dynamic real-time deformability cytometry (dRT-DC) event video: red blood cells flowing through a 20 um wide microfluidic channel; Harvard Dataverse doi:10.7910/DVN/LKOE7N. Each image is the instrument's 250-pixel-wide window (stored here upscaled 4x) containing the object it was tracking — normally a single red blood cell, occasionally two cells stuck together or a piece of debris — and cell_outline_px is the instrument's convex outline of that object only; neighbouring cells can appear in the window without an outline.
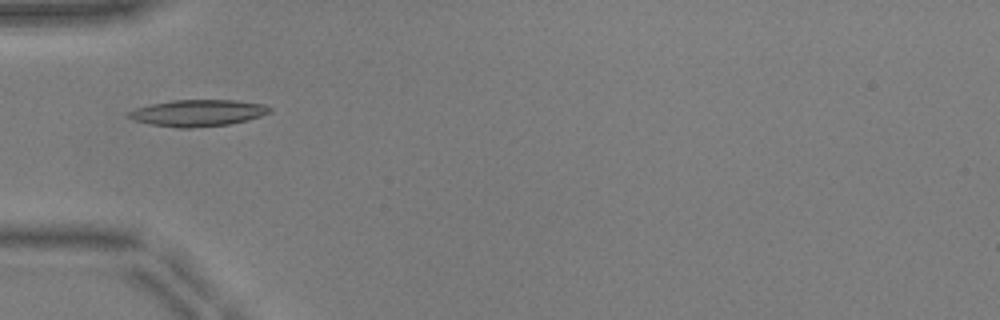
{"species": "common noctule bat (a hibernating species)", "species_latin": "Nyctalus noctula", "temperature_condition": "warm", "stored_images_in_passage": 26, "camera_frame_rate_fps": 3000, "um_per_image_px": 0.085, "animal": {"sex": "male", "body_mass_g": 17.9, "forearm_length_mm": 54.2}, "frame": {"image": 1, "passage_image": 1, "time_ms": 0.0, "image_size_px": [1000, 320], "cell_outline_px": [[272, 112], [260, 116], [228, 124], [188, 128], [176, 128], [152, 124], [132, 120], [128, 116], [128, 112], [136, 108], [152, 104], [172, 100], [236, 100], [264, 104], [272, 108]], "centroid_in_image_um": [16.82, 9.59], "position_along_channel_um": 68.2, "area_um2": 21.68}}
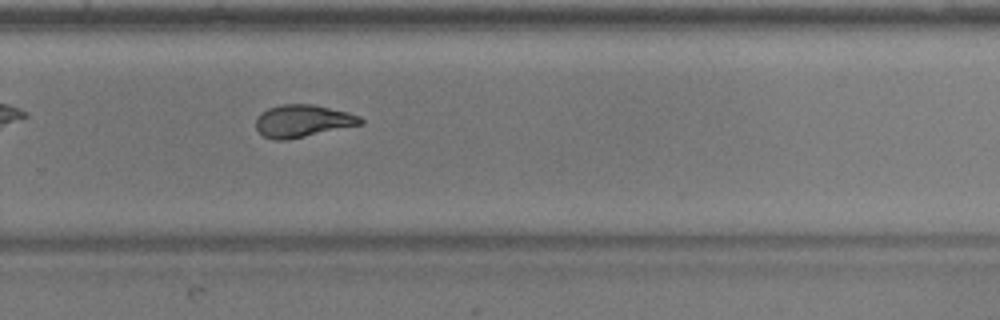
{"frame": {"image": 2, "passage_image": 19, "time_ms": 6.0, "image_size_px": [1000, 320], "cell_outline_px": [[364, 120], [360, 124], [304, 136], [284, 140], [272, 140], [264, 136], [256, 128], [256, 120], [268, 108], [280, 104], [312, 104], [348, 112], [360, 116]], "centroid_in_image_um": [25.72, 10.27], "position_along_channel_um": 304.1, "area_um2": 19.31}, "authors_computed_cell_mechanics": {"area_um2": 19.8543, "velocity_mm_per_s": 3.9403, "shape_relaxation_time_tau1_ms": 4.9882, "shape_relaxation_time_tau2_ms": 2.2767, "deformation_change_tau1": 0.202, "deformation_change_tau2": 0.1061}}